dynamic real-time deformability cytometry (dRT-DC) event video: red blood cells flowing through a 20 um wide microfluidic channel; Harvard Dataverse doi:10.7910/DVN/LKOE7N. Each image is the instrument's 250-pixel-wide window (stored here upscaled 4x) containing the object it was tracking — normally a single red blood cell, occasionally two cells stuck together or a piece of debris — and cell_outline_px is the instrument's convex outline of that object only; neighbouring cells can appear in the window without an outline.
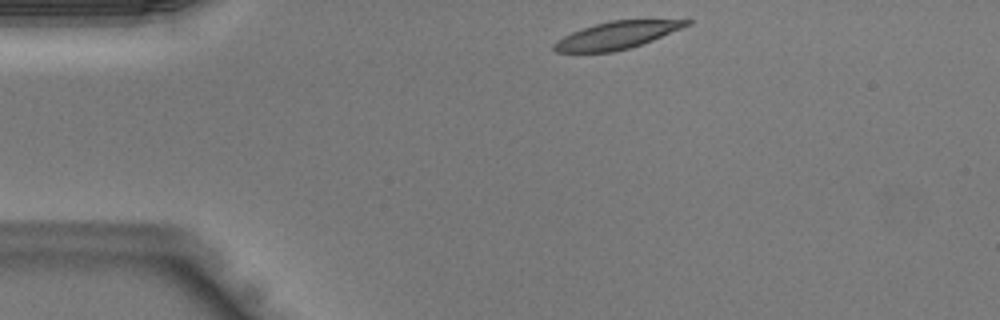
{"species": "Egyptian fruit bat (a non-hibernating species)", "species_latin": "Rousettus aegyptiacus", "temperature_condition": "warm", "stored_images_in_passage": 35, "camera_frame_rate_fps": 3000, "um_per_image_px": 0.085, "animal": {"sex": "male"}, "frame": {"image": 1, "passage_image": 1, "time_ms": 0.0, "image_size_px": [1000, 320], "cell_outline_px": [[692, 24], [652, 40], [628, 48], [612, 52], [556, 52], [552, 48], [552, 44], [556, 40], [572, 32], [596, 24], [612, 20], [692, 20]], "centroid_in_image_um": [52.39, 3.0], "position_along_channel_um": 32.6, "area_um2": 20.81}}
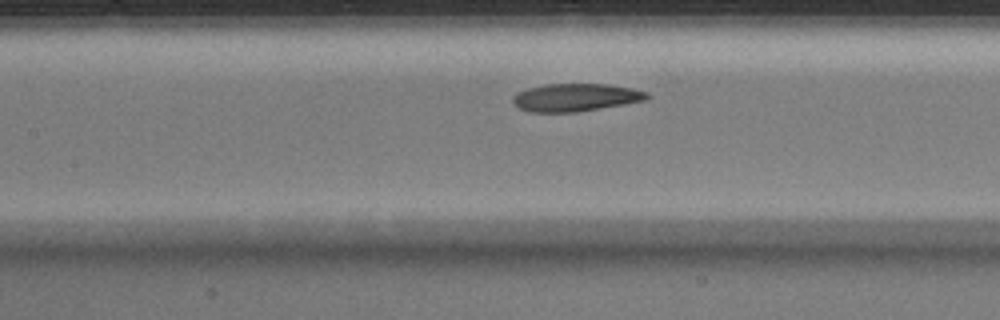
{"frame": {"image": 2, "passage_image": 12, "time_ms": 3.667, "image_size_px": [1000, 320], "cell_outline_px": [[648, 96], [644, 100], [624, 104], [576, 112], [528, 112], [520, 108], [512, 100], [512, 96], [516, 92], [528, 88], [544, 84], [608, 84], [632, 88], [648, 92]], "centroid_in_image_um": [48.89, 8.27], "position_along_channel_um": 158.5, "area_um2": 21.62}}
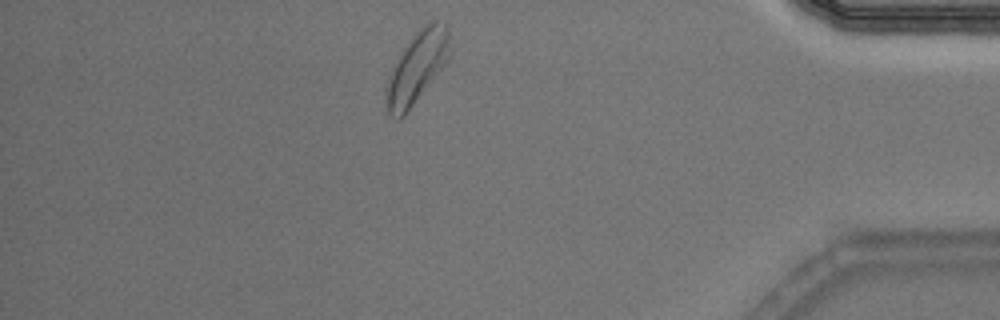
{"frame": {"image": 3, "passage_image": 30, "time_ms": 9.667, "image_size_px": [1000, 320], "cell_outline_px": [[448, 56], [444, 64], [404, 116], [400, 120], [396, 120], [388, 116], [384, 100], [384, 88], [392, 64], [400, 52], [424, 24], [428, 20], [436, 20], [444, 24], [448, 28]], "centroid_in_image_um": [35.33, 5.78], "position_along_channel_um": 399.9, "area_um2": 26.41}}